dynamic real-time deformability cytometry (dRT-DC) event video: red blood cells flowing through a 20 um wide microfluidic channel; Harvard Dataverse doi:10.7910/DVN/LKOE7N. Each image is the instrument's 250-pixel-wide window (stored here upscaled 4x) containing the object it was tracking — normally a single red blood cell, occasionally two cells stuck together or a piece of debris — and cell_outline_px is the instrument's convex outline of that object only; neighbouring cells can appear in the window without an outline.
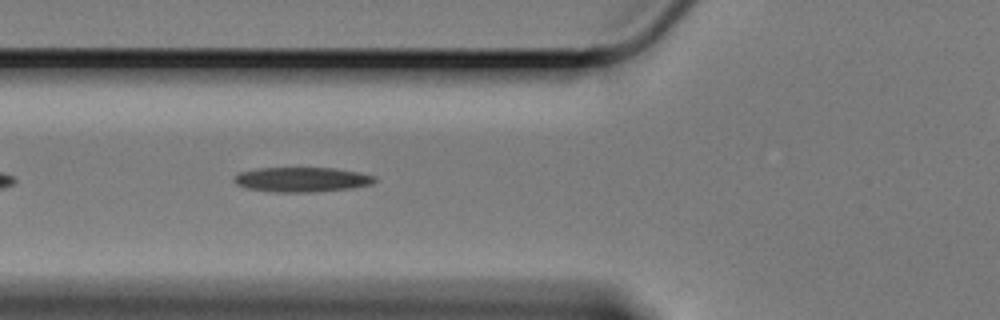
{"species": "Egyptian fruit bat (a non-hibernating species)", "species_latin": "Rousettus aegyptiacus", "temperature_condition": "cold", "stored_images_in_passage": 39, "camera_frame_rate_fps": 3000, "um_per_image_px": 0.085, "animal": {"sex": "female"}, "frame": {"image": 1, "passage_image": 6, "time_ms": 1.667, "image_size_px": [1000, 320], "cell_outline_px": [[376, 180], [372, 184], [352, 188], [312, 192], [276, 192], [244, 188], [236, 184], [232, 180], [240, 172], [260, 168], [336, 168], [360, 172], [376, 176]], "centroid_in_image_um": [25.68, 15.26], "position_along_channel_um": 100.1, "area_um2": 20.35}}
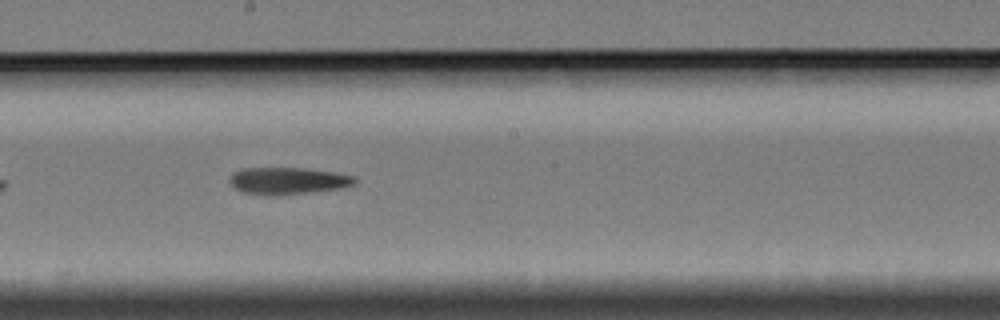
{"frame": {"image": 2, "passage_image": 17, "time_ms": 5.333, "image_size_px": [1000, 320], "cell_outline_px": [[356, 184], [344, 188], [308, 192], [244, 192], [236, 188], [228, 180], [232, 172], [244, 168], [304, 168], [336, 172], [356, 176]], "centroid_in_image_um": [24.57, 15.31], "position_along_channel_um": 223.6, "area_um2": 18.84}}
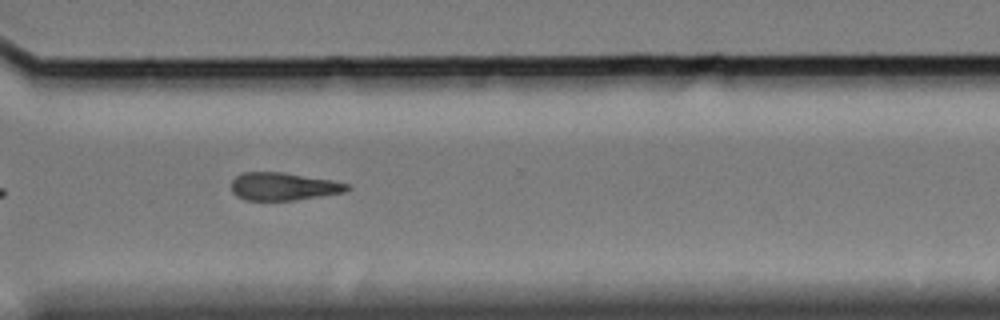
{"frame": {"image": 3, "passage_image": 28, "time_ms": 9.0, "image_size_px": [1000, 320], "cell_outline_px": [[352, 188], [344, 192], [296, 200], [244, 200], [236, 196], [232, 192], [232, 180], [236, 176], [244, 172], [284, 172], [332, 180], [348, 184]], "centroid_in_image_um": [24.08, 15.85], "position_along_channel_um": 346.5, "area_um2": 18.79}}